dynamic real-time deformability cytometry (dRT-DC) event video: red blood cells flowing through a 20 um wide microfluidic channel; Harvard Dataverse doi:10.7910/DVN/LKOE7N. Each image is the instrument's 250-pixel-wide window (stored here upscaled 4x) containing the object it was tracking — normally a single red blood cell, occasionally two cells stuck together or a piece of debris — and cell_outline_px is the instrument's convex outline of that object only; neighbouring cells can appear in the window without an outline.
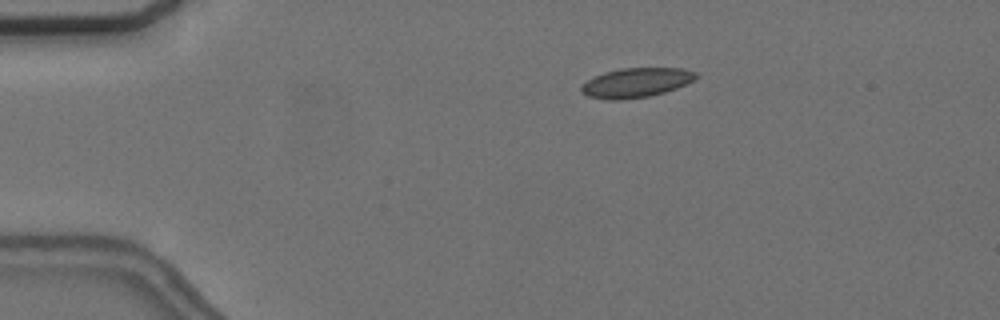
{"species": "common noctule bat (a hibernating species)", "species_latin": "Nyctalus noctula", "temperature_condition": "cold", "stored_images_in_passage": 5, "camera_frame_rate_fps": 3000, "um_per_image_px": 0.085, "animal": {"sex": "female", "body_mass_g": 24.6, "forearm_length_mm": 56.2}, "frame": {"image": 1, "passage_image": 2, "time_ms": 2.333, "image_size_px": [1000, 320], "cell_outline_px": [[700, 76], [696, 80], [676, 88], [664, 92], [648, 96], [620, 100], [608, 100], [588, 96], [580, 92], [580, 88], [588, 80], [604, 72], [620, 68], [684, 68], [696, 72]], "centroid_in_image_um": [54.11, 7.02], "position_along_channel_um": 30.9, "area_um2": 19.77}}
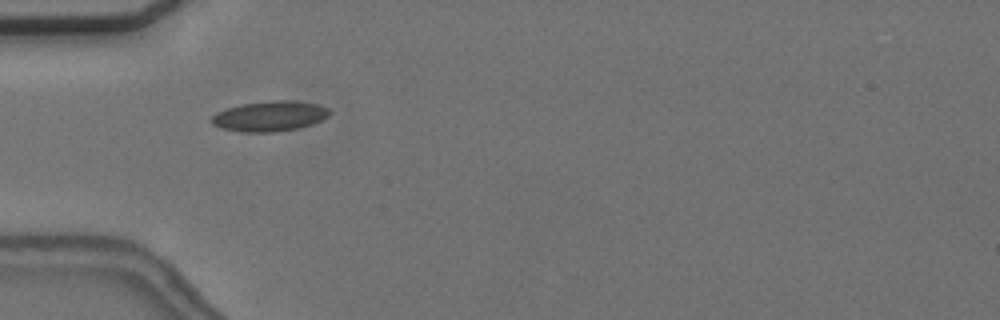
{"frame": {"image": 2, "passage_image": 4, "time_ms": 4.667, "image_size_px": [1000, 320], "cell_outline_px": [[332, 112], [328, 116], [312, 124], [296, 128], [276, 132], [240, 132], [220, 128], [212, 124], [208, 120], [216, 112], [240, 104], [272, 100], [296, 100], [316, 104], [328, 108]], "centroid_in_image_um": [22.89, 9.87], "position_along_channel_um": 62.1, "area_um2": 20.98}}